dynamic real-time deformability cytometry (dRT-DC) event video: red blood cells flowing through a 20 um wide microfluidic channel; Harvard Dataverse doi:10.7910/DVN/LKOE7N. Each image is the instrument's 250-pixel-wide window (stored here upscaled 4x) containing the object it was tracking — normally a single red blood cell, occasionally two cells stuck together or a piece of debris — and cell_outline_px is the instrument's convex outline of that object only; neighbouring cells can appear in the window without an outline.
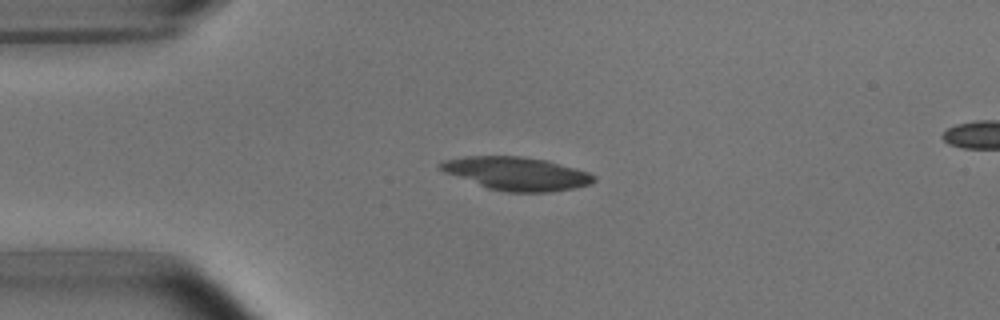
{"species": "common noctule bat (a hibernating species)", "species_latin": "Nyctalus noctula", "temperature_condition": "room temperature", "stored_images_in_passage": 3, "camera_frame_rate_fps": 3000, "um_per_image_px": 0.085, "animal": {"sex": "male", "body_mass_g": 15.6}, "frame": {"image": 1, "passage_image": 3, "time_ms": 2.333, "image_size_px": [1000, 320], "cell_outline_px": [[596, 180], [592, 184], [552, 192], [504, 192], [488, 188], [444, 172], [440, 168], [440, 164], [444, 160], [464, 156], [520, 156], [544, 160], [588, 172], [596, 176]], "centroid_in_image_um": [43.92, 14.76], "position_along_channel_um": 41.1, "area_um2": 29.42}}